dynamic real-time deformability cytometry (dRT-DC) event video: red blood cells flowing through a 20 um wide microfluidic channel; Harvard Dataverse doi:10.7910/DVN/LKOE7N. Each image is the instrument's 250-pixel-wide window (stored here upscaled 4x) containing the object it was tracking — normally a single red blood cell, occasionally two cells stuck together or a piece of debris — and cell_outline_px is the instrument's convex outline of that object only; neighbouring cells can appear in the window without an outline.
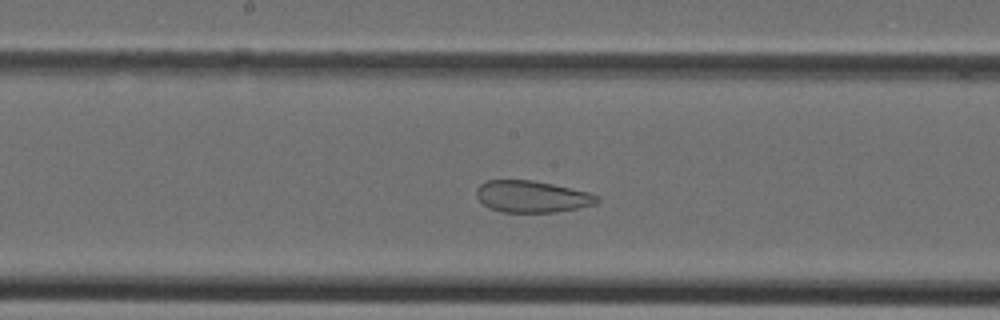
{"species": "Egyptian fruit bat (a non-hibernating species)", "species_latin": "Rousettus aegyptiacus", "temperature_condition": "cold", "stored_images_in_passage": 35, "camera_frame_rate_fps": 3000, "um_per_image_px": 0.085, "animal": {"sex": "female"}, "frame": {"image": 1, "passage_image": 16, "time_ms": 5.0, "image_size_px": [1000, 320], "cell_outline_px": [[600, 200], [596, 204], [556, 212], [504, 212], [492, 208], [484, 204], [476, 196], [476, 188], [484, 180], [532, 180], [552, 184], [588, 192], [600, 196]], "centroid_in_image_um": [45.22, 16.7], "position_along_channel_um": 203.0, "area_um2": 22.2}}
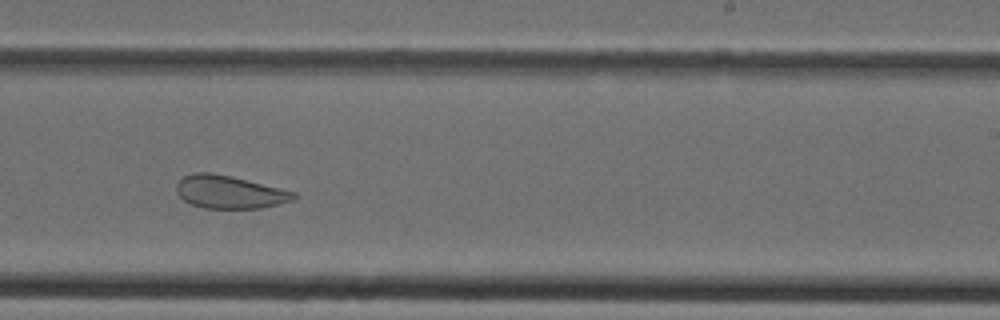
{"frame": {"image": 2, "passage_image": 20, "time_ms": 6.333, "image_size_px": [1000, 320], "cell_outline_px": [[296, 196], [292, 200], [260, 208], [204, 208], [192, 204], [184, 200], [176, 192], [176, 184], [184, 176], [192, 172], [208, 172], [232, 176], [296, 192]], "centroid_in_image_um": [19.47, 16.31], "position_along_channel_um": 269.5, "area_um2": 22.31}}
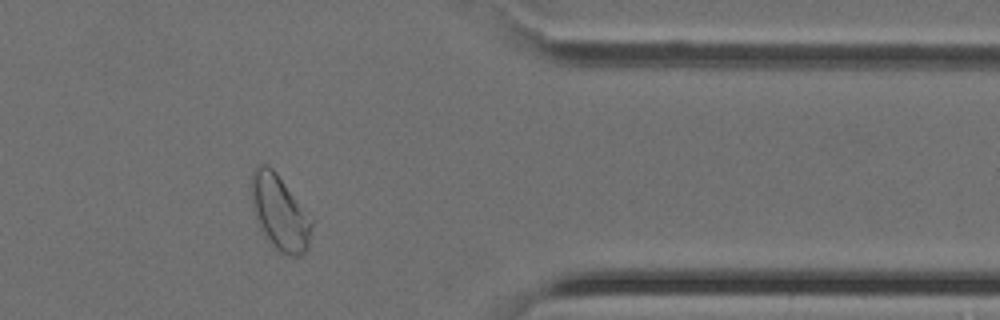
{"frame": {"image": 3, "passage_image": 28, "time_ms": 9.0, "image_size_px": [1000, 320], "cell_outline_px": [[312, 224], [308, 248], [300, 256], [288, 256], [276, 252], [272, 248], [264, 236], [260, 228], [256, 216], [252, 200], [252, 172], [256, 164], [268, 164], [276, 172], [312, 220]], "centroid_in_image_um": [23.76, 18.11], "position_along_channel_um": 387.6, "area_um2": 26.18}}